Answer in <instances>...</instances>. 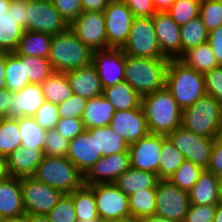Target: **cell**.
<instances>
[{
	"mask_svg": "<svg viewBox=\"0 0 222 222\" xmlns=\"http://www.w3.org/2000/svg\"><path fill=\"white\" fill-rule=\"evenodd\" d=\"M51 2L68 25L83 12L81 0H51Z\"/></svg>",
	"mask_w": 222,
	"mask_h": 222,
	"instance_id": "50",
	"label": "cell"
},
{
	"mask_svg": "<svg viewBox=\"0 0 222 222\" xmlns=\"http://www.w3.org/2000/svg\"><path fill=\"white\" fill-rule=\"evenodd\" d=\"M109 48H122L129 36L134 15L122 0H111L103 11Z\"/></svg>",
	"mask_w": 222,
	"mask_h": 222,
	"instance_id": "13",
	"label": "cell"
},
{
	"mask_svg": "<svg viewBox=\"0 0 222 222\" xmlns=\"http://www.w3.org/2000/svg\"><path fill=\"white\" fill-rule=\"evenodd\" d=\"M11 0H0V16L8 13L10 8Z\"/></svg>",
	"mask_w": 222,
	"mask_h": 222,
	"instance_id": "66",
	"label": "cell"
},
{
	"mask_svg": "<svg viewBox=\"0 0 222 222\" xmlns=\"http://www.w3.org/2000/svg\"><path fill=\"white\" fill-rule=\"evenodd\" d=\"M88 99L72 94L68 99L57 105L59 118H81Z\"/></svg>",
	"mask_w": 222,
	"mask_h": 222,
	"instance_id": "47",
	"label": "cell"
},
{
	"mask_svg": "<svg viewBox=\"0 0 222 222\" xmlns=\"http://www.w3.org/2000/svg\"><path fill=\"white\" fill-rule=\"evenodd\" d=\"M97 144L98 152L102 154V157L129 152L128 145L123 138L119 134L114 133L108 126L97 128Z\"/></svg>",
	"mask_w": 222,
	"mask_h": 222,
	"instance_id": "40",
	"label": "cell"
},
{
	"mask_svg": "<svg viewBox=\"0 0 222 222\" xmlns=\"http://www.w3.org/2000/svg\"><path fill=\"white\" fill-rule=\"evenodd\" d=\"M132 11L135 18L152 17L157 10L152 0H122Z\"/></svg>",
	"mask_w": 222,
	"mask_h": 222,
	"instance_id": "53",
	"label": "cell"
},
{
	"mask_svg": "<svg viewBox=\"0 0 222 222\" xmlns=\"http://www.w3.org/2000/svg\"><path fill=\"white\" fill-rule=\"evenodd\" d=\"M67 158L85 175L102 158L98 152L97 128L84 130L69 141Z\"/></svg>",
	"mask_w": 222,
	"mask_h": 222,
	"instance_id": "16",
	"label": "cell"
},
{
	"mask_svg": "<svg viewBox=\"0 0 222 222\" xmlns=\"http://www.w3.org/2000/svg\"><path fill=\"white\" fill-rule=\"evenodd\" d=\"M109 222H141V220L138 217L130 215V216H127V217L114 219V220H111Z\"/></svg>",
	"mask_w": 222,
	"mask_h": 222,
	"instance_id": "65",
	"label": "cell"
},
{
	"mask_svg": "<svg viewBox=\"0 0 222 222\" xmlns=\"http://www.w3.org/2000/svg\"><path fill=\"white\" fill-rule=\"evenodd\" d=\"M207 170L216 176L222 173V131L214 138Z\"/></svg>",
	"mask_w": 222,
	"mask_h": 222,
	"instance_id": "54",
	"label": "cell"
},
{
	"mask_svg": "<svg viewBox=\"0 0 222 222\" xmlns=\"http://www.w3.org/2000/svg\"><path fill=\"white\" fill-rule=\"evenodd\" d=\"M55 130L68 141H71L77 135L81 134L85 130V127L82 118H62L58 120Z\"/></svg>",
	"mask_w": 222,
	"mask_h": 222,
	"instance_id": "52",
	"label": "cell"
},
{
	"mask_svg": "<svg viewBox=\"0 0 222 222\" xmlns=\"http://www.w3.org/2000/svg\"><path fill=\"white\" fill-rule=\"evenodd\" d=\"M200 4L201 0H176L167 12L176 24L182 26L199 16Z\"/></svg>",
	"mask_w": 222,
	"mask_h": 222,
	"instance_id": "43",
	"label": "cell"
},
{
	"mask_svg": "<svg viewBox=\"0 0 222 222\" xmlns=\"http://www.w3.org/2000/svg\"><path fill=\"white\" fill-rule=\"evenodd\" d=\"M41 87L45 101L52 102L56 105L65 101L73 94L65 72L54 71L41 84Z\"/></svg>",
	"mask_w": 222,
	"mask_h": 222,
	"instance_id": "33",
	"label": "cell"
},
{
	"mask_svg": "<svg viewBox=\"0 0 222 222\" xmlns=\"http://www.w3.org/2000/svg\"><path fill=\"white\" fill-rule=\"evenodd\" d=\"M34 118L36 123L44 130L47 131L55 129V126L60 119L57 105L52 102L45 101L37 110Z\"/></svg>",
	"mask_w": 222,
	"mask_h": 222,
	"instance_id": "48",
	"label": "cell"
},
{
	"mask_svg": "<svg viewBox=\"0 0 222 222\" xmlns=\"http://www.w3.org/2000/svg\"><path fill=\"white\" fill-rule=\"evenodd\" d=\"M185 161V157L166 137L163 140L159 160V179H168Z\"/></svg>",
	"mask_w": 222,
	"mask_h": 222,
	"instance_id": "39",
	"label": "cell"
},
{
	"mask_svg": "<svg viewBox=\"0 0 222 222\" xmlns=\"http://www.w3.org/2000/svg\"><path fill=\"white\" fill-rule=\"evenodd\" d=\"M190 202L189 194L168 179H159L156 185L155 214L175 222H184Z\"/></svg>",
	"mask_w": 222,
	"mask_h": 222,
	"instance_id": "10",
	"label": "cell"
},
{
	"mask_svg": "<svg viewBox=\"0 0 222 222\" xmlns=\"http://www.w3.org/2000/svg\"><path fill=\"white\" fill-rule=\"evenodd\" d=\"M178 59L188 67H191L202 74L219 66L216 56L208 42L189 49Z\"/></svg>",
	"mask_w": 222,
	"mask_h": 222,
	"instance_id": "31",
	"label": "cell"
},
{
	"mask_svg": "<svg viewBox=\"0 0 222 222\" xmlns=\"http://www.w3.org/2000/svg\"><path fill=\"white\" fill-rule=\"evenodd\" d=\"M121 49L129 56L167 58L161 52L152 17L134 18L129 36Z\"/></svg>",
	"mask_w": 222,
	"mask_h": 222,
	"instance_id": "7",
	"label": "cell"
},
{
	"mask_svg": "<svg viewBox=\"0 0 222 222\" xmlns=\"http://www.w3.org/2000/svg\"><path fill=\"white\" fill-rule=\"evenodd\" d=\"M26 214L23 206L20 178L7 176L0 180V217H14Z\"/></svg>",
	"mask_w": 222,
	"mask_h": 222,
	"instance_id": "24",
	"label": "cell"
},
{
	"mask_svg": "<svg viewBox=\"0 0 222 222\" xmlns=\"http://www.w3.org/2000/svg\"><path fill=\"white\" fill-rule=\"evenodd\" d=\"M26 60L16 52L6 53V89L11 93L19 92L26 85L30 84L26 77Z\"/></svg>",
	"mask_w": 222,
	"mask_h": 222,
	"instance_id": "32",
	"label": "cell"
},
{
	"mask_svg": "<svg viewBox=\"0 0 222 222\" xmlns=\"http://www.w3.org/2000/svg\"><path fill=\"white\" fill-rule=\"evenodd\" d=\"M108 127L119 134L128 146L149 133L141 105L127 111H115Z\"/></svg>",
	"mask_w": 222,
	"mask_h": 222,
	"instance_id": "19",
	"label": "cell"
},
{
	"mask_svg": "<svg viewBox=\"0 0 222 222\" xmlns=\"http://www.w3.org/2000/svg\"><path fill=\"white\" fill-rule=\"evenodd\" d=\"M152 20L162 54L169 59H178L181 56V26L164 11H157Z\"/></svg>",
	"mask_w": 222,
	"mask_h": 222,
	"instance_id": "20",
	"label": "cell"
},
{
	"mask_svg": "<svg viewBox=\"0 0 222 222\" xmlns=\"http://www.w3.org/2000/svg\"><path fill=\"white\" fill-rule=\"evenodd\" d=\"M44 156L43 149L16 148L6 158L8 175L19 178L34 176Z\"/></svg>",
	"mask_w": 222,
	"mask_h": 222,
	"instance_id": "23",
	"label": "cell"
},
{
	"mask_svg": "<svg viewBox=\"0 0 222 222\" xmlns=\"http://www.w3.org/2000/svg\"><path fill=\"white\" fill-rule=\"evenodd\" d=\"M102 96L114 106L116 111L138 108L142 98L126 81L103 88Z\"/></svg>",
	"mask_w": 222,
	"mask_h": 222,
	"instance_id": "28",
	"label": "cell"
},
{
	"mask_svg": "<svg viewBox=\"0 0 222 222\" xmlns=\"http://www.w3.org/2000/svg\"><path fill=\"white\" fill-rule=\"evenodd\" d=\"M131 215L143 218L154 215L156 211V188L141 189L128 196Z\"/></svg>",
	"mask_w": 222,
	"mask_h": 222,
	"instance_id": "37",
	"label": "cell"
},
{
	"mask_svg": "<svg viewBox=\"0 0 222 222\" xmlns=\"http://www.w3.org/2000/svg\"><path fill=\"white\" fill-rule=\"evenodd\" d=\"M95 66L103 88L124 81L125 53L121 48H108L93 52Z\"/></svg>",
	"mask_w": 222,
	"mask_h": 222,
	"instance_id": "17",
	"label": "cell"
},
{
	"mask_svg": "<svg viewBox=\"0 0 222 222\" xmlns=\"http://www.w3.org/2000/svg\"><path fill=\"white\" fill-rule=\"evenodd\" d=\"M111 0H81L83 11H101L108 6Z\"/></svg>",
	"mask_w": 222,
	"mask_h": 222,
	"instance_id": "57",
	"label": "cell"
},
{
	"mask_svg": "<svg viewBox=\"0 0 222 222\" xmlns=\"http://www.w3.org/2000/svg\"><path fill=\"white\" fill-rule=\"evenodd\" d=\"M26 7L27 0H11L9 10H13L17 24L26 30Z\"/></svg>",
	"mask_w": 222,
	"mask_h": 222,
	"instance_id": "56",
	"label": "cell"
},
{
	"mask_svg": "<svg viewBox=\"0 0 222 222\" xmlns=\"http://www.w3.org/2000/svg\"><path fill=\"white\" fill-rule=\"evenodd\" d=\"M73 198L64 194L56 205L48 212L50 222H78Z\"/></svg>",
	"mask_w": 222,
	"mask_h": 222,
	"instance_id": "45",
	"label": "cell"
},
{
	"mask_svg": "<svg viewBox=\"0 0 222 222\" xmlns=\"http://www.w3.org/2000/svg\"><path fill=\"white\" fill-rule=\"evenodd\" d=\"M149 133L165 135L182 124V109L166 88L146 94L141 98Z\"/></svg>",
	"mask_w": 222,
	"mask_h": 222,
	"instance_id": "1",
	"label": "cell"
},
{
	"mask_svg": "<svg viewBox=\"0 0 222 222\" xmlns=\"http://www.w3.org/2000/svg\"><path fill=\"white\" fill-rule=\"evenodd\" d=\"M10 101H12L11 92L6 88H0V119L8 116Z\"/></svg>",
	"mask_w": 222,
	"mask_h": 222,
	"instance_id": "58",
	"label": "cell"
},
{
	"mask_svg": "<svg viewBox=\"0 0 222 222\" xmlns=\"http://www.w3.org/2000/svg\"><path fill=\"white\" fill-rule=\"evenodd\" d=\"M129 152H121L100 158L84 175V184L115 183L130 168Z\"/></svg>",
	"mask_w": 222,
	"mask_h": 222,
	"instance_id": "18",
	"label": "cell"
},
{
	"mask_svg": "<svg viewBox=\"0 0 222 222\" xmlns=\"http://www.w3.org/2000/svg\"><path fill=\"white\" fill-rule=\"evenodd\" d=\"M68 28L93 52L108 49L105 17L101 11H83Z\"/></svg>",
	"mask_w": 222,
	"mask_h": 222,
	"instance_id": "11",
	"label": "cell"
},
{
	"mask_svg": "<svg viewBox=\"0 0 222 222\" xmlns=\"http://www.w3.org/2000/svg\"><path fill=\"white\" fill-rule=\"evenodd\" d=\"M169 58H144L125 54L126 81L141 97L166 87Z\"/></svg>",
	"mask_w": 222,
	"mask_h": 222,
	"instance_id": "2",
	"label": "cell"
},
{
	"mask_svg": "<svg viewBox=\"0 0 222 222\" xmlns=\"http://www.w3.org/2000/svg\"><path fill=\"white\" fill-rule=\"evenodd\" d=\"M8 175L6 157L0 155V180L5 179Z\"/></svg>",
	"mask_w": 222,
	"mask_h": 222,
	"instance_id": "63",
	"label": "cell"
},
{
	"mask_svg": "<svg viewBox=\"0 0 222 222\" xmlns=\"http://www.w3.org/2000/svg\"><path fill=\"white\" fill-rule=\"evenodd\" d=\"M69 195L73 198L78 222H102L97 211L95 195L91 186L83 184Z\"/></svg>",
	"mask_w": 222,
	"mask_h": 222,
	"instance_id": "29",
	"label": "cell"
},
{
	"mask_svg": "<svg viewBox=\"0 0 222 222\" xmlns=\"http://www.w3.org/2000/svg\"><path fill=\"white\" fill-rule=\"evenodd\" d=\"M217 204H190L184 222H213Z\"/></svg>",
	"mask_w": 222,
	"mask_h": 222,
	"instance_id": "51",
	"label": "cell"
},
{
	"mask_svg": "<svg viewBox=\"0 0 222 222\" xmlns=\"http://www.w3.org/2000/svg\"><path fill=\"white\" fill-rule=\"evenodd\" d=\"M24 29L17 24L13 10L0 16V52H15Z\"/></svg>",
	"mask_w": 222,
	"mask_h": 222,
	"instance_id": "34",
	"label": "cell"
},
{
	"mask_svg": "<svg viewBox=\"0 0 222 222\" xmlns=\"http://www.w3.org/2000/svg\"><path fill=\"white\" fill-rule=\"evenodd\" d=\"M34 177L64 194H70L84 184V175L67 157L45 155Z\"/></svg>",
	"mask_w": 222,
	"mask_h": 222,
	"instance_id": "6",
	"label": "cell"
},
{
	"mask_svg": "<svg viewBox=\"0 0 222 222\" xmlns=\"http://www.w3.org/2000/svg\"><path fill=\"white\" fill-rule=\"evenodd\" d=\"M115 111L114 106L102 95L88 99L81 117L85 130L109 126Z\"/></svg>",
	"mask_w": 222,
	"mask_h": 222,
	"instance_id": "26",
	"label": "cell"
},
{
	"mask_svg": "<svg viewBox=\"0 0 222 222\" xmlns=\"http://www.w3.org/2000/svg\"><path fill=\"white\" fill-rule=\"evenodd\" d=\"M51 39L52 36L49 34L25 30L15 52L21 56L48 58Z\"/></svg>",
	"mask_w": 222,
	"mask_h": 222,
	"instance_id": "30",
	"label": "cell"
},
{
	"mask_svg": "<svg viewBox=\"0 0 222 222\" xmlns=\"http://www.w3.org/2000/svg\"><path fill=\"white\" fill-rule=\"evenodd\" d=\"M21 146V133L18 119H0V155L8 157L12 151Z\"/></svg>",
	"mask_w": 222,
	"mask_h": 222,
	"instance_id": "38",
	"label": "cell"
},
{
	"mask_svg": "<svg viewBox=\"0 0 222 222\" xmlns=\"http://www.w3.org/2000/svg\"><path fill=\"white\" fill-rule=\"evenodd\" d=\"M180 33L181 55L189 49L207 43L209 36V32L199 16L182 25Z\"/></svg>",
	"mask_w": 222,
	"mask_h": 222,
	"instance_id": "36",
	"label": "cell"
},
{
	"mask_svg": "<svg viewBox=\"0 0 222 222\" xmlns=\"http://www.w3.org/2000/svg\"><path fill=\"white\" fill-rule=\"evenodd\" d=\"M73 94L86 99L102 95L103 86L93 64L65 72Z\"/></svg>",
	"mask_w": 222,
	"mask_h": 222,
	"instance_id": "22",
	"label": "cell"
},
{
	"mask_svg": "<svg viewBox=\"0 0 222 222\" xmlns=\"http://www.w3.org/2000/svg\"><path fill=\"white\" fill-rule=\"evenodd\" d=\"M102 222L130 216L128 196L114 183L91 185Z\"/></svg>",
	"mask_w": 222,
	"mask_h": 222,
	"instance_id": "14",
	"label": "cell"
},
{
	"mask_svg": "<svg viewBox=\"0 0 222 222\" xmlns=\"http://www.w3.org/2000/svg\"><path fill=\"white\" fill-rule=\"evenodd\" d=\"M48 59L57 72H67L92 64L93 51L67 28L52 36Z\"/></svg>",
	"mask_w": 222,
	"mask_h": 222,
	"instance_id": "4",
	"label": "cell"
},
{
	"mask_svg": "<svg viewBox=\"0 0 222 222\" xmlns=\"http://www.w3.org/2000/svg\"><path fill=\"white\" fill-rule=\"evenodd\" d=\"M51 0H27L26 30L54 36L68 28Z\"/></svg>",
	"mask_w": 222,
	"mask_h": 222,
	"instance_id": "9",
	"label": "cell"
},
{
	"mask_svg": "<svg viewBox=\"0 0 222 222\" xmlns=\"http://www.w3.org/2000/svg\"><path fill=\"white\" fill-rule=\"evenodd\" d=\"M219 183V194H220V202H222V173L217 176Z\"/></svg>",
	"mask_w": 222,
	"mask_h": 222,
	"instance_id": "68",
	"label": "cell"
},
{
	"mask_svg": "<svg viewBox=\"0 0 222 222\" xmlns=\"http://www.w3.org/2000/svg\"><path fill=\"white\" fill-rule=\"evenodd\" d=\"M26 216L27 222H50V219L47 217V215L33 214Z\"/></svg>",
	"mask_w": 222,
	"mask_h": 222,
	"instance_id": "62",
	"label": "cell"
},
{
	"mask_svg": "<svg viewBox=\"0 0 222 222\" xmlns=\"http://www.w3.org/2000/svg\"><path fill=\"white\" fill-rule=\"evenodd\" d=\"M166 137L183 154L185 160L207 169L214 139L194 134L182 126Z\"/></svg>",
	"mask_w": 222,
	"mask_h": 222,
	"instance_id": "12",
	"label": "cell"
},
{
	"mask_svg": "<svg viewBox=\"0 0 222 222\" xmlns=\"http://www.w3.org/2000/svg\"><path fill=\"white\" fill-rule=\"evenodd\" d=\"M181 126L194 134L214 139L222 131V104L205 94L182 110Z\"/></svg>",
	"mask_w": 222,
	"mask_h": 222,
	"instance_id": "5",
	"label": "cell"
},
{
	"mask_svg": "<svg viewBox=\"0 0 222 222\" xmlns=\"http://www.w3.org/2000/svg\"><path fill=\"white\" fill-rule=\"evenodd\" d=\"M166 88L182 110L190 107L206 94L204 75L179 59H170L166 74Z\"/></svg>",
	"mask_w": 222,
	"mask_h": 222,
	"instance_id": "3",
	"label": "cell"
},
{
	"mask_svg": "<svg viewBox=\"0 0 222 222\" xmlns=\"http://www.w3.org/2000/svg\"><path fill=\"white\" fill-rule=\"evenodd\" d=\"M213 222H222V202H219L217 204V209L215 212V217L213 219Z\"/></svg>",
	"mask_w": 222,
	"mask_h": 222,
	"instance_id": "67",
	"label": "cell"
},
{
	"mask_svg": "<svg viewBox=\"0 0 222 222\" xmlns=\"http://www.w3.org/2000/svg\"><path fill=\"white\" fill-rule=\"evenodd\" d=\"M165 135L148 133L128 146L130 166L138 170L150 171L158 176L159 160Z\"/></svg>",
	"mask_w": 222,
	"mask_h": 222,
	"instance_id": "15",
	"label": "cell"
},
{
	"mask_svg": "<svg viewBox=\"0 0 222 222\" xmlns=\"http://www.w3.org/2000/svg\"><path fill=\"white\" fill-rule=\"evenodd\" d=\"M26 60L25 70L29 83L42 84L54 69L48 58L38 56H23Z\"/></svg>",
	"mask_w": 222,
	"mask_h": 222,
	"instance_id": "42",
	"label": "cell"
},
{
	"mask_svg": "<svg viewBox=\"0 0 222 222\" xmlns=\"http://www.w3.org/2000/svg\"><path fill=\"white\" fill-rule=\"evenodd\" d=\"M141 222H175L168 220L162 216H159L157 214L150 215V216H145L143 218H140Z\"/></svg>",
	"mask_w": 222,
	"mask_h": 222,
	"instance_id": "61",
	"label": "cell"
},
{
	"mask_svg": "<svg viewBox=\"0 0 222 222\" xmlns=\"http://www.w3.org/2000/svg\"><path fill=\"white\" fill-rule=\"evenodd\" d=\"M188 194L190 204H218L220 202L218 177L211 171L204 169Z\"/></svg>",
	"mask_w": 222,
	"mask_h": 222,
	"instance_id": "25",
	"label": "cell"
},
{
	"mask_svg": "<svg viewBox=\"0 0 222 222\" xmlns=\"http://www.w3.org/2000/svg\"><path fill=\"white\" fill-rule=\"evenodd\" d=\"M176 0H152L157 11L167 12Z\"/></svg>",
	"mask_w": 222,
	"mask_h": 222,
	"instance_id": "60",
	"label": "cell"
},
{
	"mask_svg": "<svg viewBox=\"0 0 222 222\" xmlns=\"http://www.w3.org/2000/svg\"><path fill=\"white\" fill-rule=\"evenodd\" d=\"M1 222H27L26 214H22L14 217L3 218Z\"/></svg>",
	"mask_w": 222,
	"mask_h": 222,
	"instance_id": "64",
	"label": "cell"
},
{
	"mask_svg": "<svg viewBox=\"0 0 222 222\" xmlns=\"http://www.w3.org/2000/svg\"><path fill=\"white\" fill-rule=\"evenodd\" d=\"M204 75L206 94L222 104V66L213 68Z\"/></svg>",
	"mask_w": 222,
	"mask_h": 222,
	"instance_id": "49",
	"label": "cell"
},
{
	"mask_svg": "<svg viewBox=\"0 0 222 222\" xmlns=\"http://www.w3.org/2000/svg\"><path fill=\"white\" fill-rule=\"evenodd\" d=\"M20 185L26 215H47L64 195L61 190L38 181L34 176L21 177Z\"/></svg>",
	"mask_w": 222,
	"mask_h": 222,
	"instance_id": "8",
	"label": "cell"
},
{
	"mask_svg": "<svg viewBox=\"0 0 222 222\" xmlns=\"http://www.w3.org/2000/svg\"><path fill=\"white\" fill-rule=\"evenodd\" d=\"M199 17L208 32L222 25V0H201Z\"/></svg>",
	"mask_w": 222,
	"mask_h": 222,
	"instance_id": "44",
	"label": "cell"
},
{
	"mask_svg": "<svg viewBox=\"0 0 222 222\" xmlns=\"http://www.w3.org/2000/svg\"><path fill=\"white\" fill-rule=\"evenodd\" d=\"M203 170L202 167L195 165L189 160H185L168 180L179 189L189 192L198 181Z\"/></svg>",
	"mask_w": 222,
	"mask_h": 222,
	"instance_id": "41",
	"label": "cell"
},
{
	"mask_svg": "<svg viewBox=\"0 0 222 222\" xmlns=\"http://www.w3.org/2000/svg\"><path fill=\"white\" fill-rule=\"evenodd\" d=\"M69 141L55 129L46 131L44 154L50 157H67Z\"/></svg>",
	"mask_w": 222,
	"mask_h": 222,
	"instance_id": "46",
	"label": "cell"
},
{
	"mask_svg": "<svg viewBox=\"0 0 222 222\" xmlns=\"http://www.w3.org/2000/svg\"><path fill=\"white\" fill-rule=\"evenodd\" d=\"M7 118L34 117L45 102L41 84H28L19 92L11 93Z\"/></svg>",
	"mask_w": 222,
	"mask_h": 222,
	"instance_id": "21",
	"label": "cell"
},
{
	"mask_svg": "<svg viewBox=\"0 0 222 222\" xmlns=\"http://www.w3.org/2000/svg\"><path fill=\"white\" fill-rule=\"evenodd\" d=\"M21 146L28 149H44L46 130L40 127L34 117L18 118Z\"/></svg>",
	"mask_w": 222,
	"mask_h": 222,
	"instance_id": "35",
	"label": "cell"
},
{
	"mask_svg": "<svg viewBox=\"0 0 222 222\" xmlns=\"http://www.w3.org/2000/svg\"><path fill=\"white\" fill-rule=\"evenodd\" d=\"M6 52H0V88H6Z\"/></svg>",
	"mask_w": 222,
	"mask_h": 222,
	"instance_id": "59",
	"label": "cell"
},
{
	"mask_svg": "<svg viewBox=\"0 0 222 222\" xmlns=\"http://www.w3.org/2000/svg\"><path fill=\"white\" fill-rule=\"evenodd\" d=\"M158 181L157 174L130 167L124 174L117 178L114 184L129 196L144 188H156Z\"/></svg>",
	"mask_w": 222,
	"mask_h": 222,
	"instance_id": "27",
	"label": "cell"
},
{
	"mask_svg": "<svg viewBox=\"0 0 222 222\" xmlns=\"http://www.w3.org/2000/svg\"><path fill=\"white\" fill-rule=\"evenodd\" d=\"M207 42L216 56L218 65L222 66V25L209 32Z\"/></svg>",
	"mask_w": 222,
	"mask_h": 222,
	"instance_id": "55",
	"label": "cell"
}]
</instances>
